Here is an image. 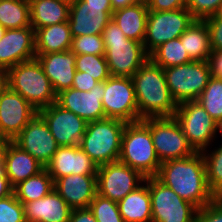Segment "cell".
Returning a JSON list of instances; mask_svg holds the SVG:
<instances>
[{
	"mask_svg": "<svg viewBox=\"0 0 222 222\" xmlns=\"http://www.w3.org/2000/svg\"><path fill=\"white\" fill-rule=\"evenodd\" d=\"M156 178L198 210L216 198L207 184L206 164L201 152L161 163Z\"/></svg>",
	"mask_w": 222,
	"mask_h": 222,
	"instance_id": "1",
	"label": "cell"
},
{
	"mask_svg": "<svg viewBox=\"0 0 222 222\" xmlns=\"http://www.w3.org/2000/svg\"><path fill=\"white\" fill-rule=\"evenodd\" d=\"M131 78L139 120L174 117L178 104L169 91L161 66L148 59Z\"/></svg>",
	"mask_w": 222,
	"mask_h": 222,
	"instance_id": "2",
	"label": "cell"
},
{
	"mask_svg": "<svg viewBox=\"0 0 222 222\" xmlns=\"http://www.w3.org/2000/svg\"><path fill=\"white\" fill-rule=\"evenodd\" d=\"M102 38L111 76L132 77L149 59L143 43L128 39L113 20L102 32Z\"/></svg>",
	"mask_w": 222,
	"mask_h": 222,
	"instance_id": "3",
	"label": "cell"
},
{
	"mask_svg": "<svg viewBox=\"0 0 222 222\" xmlns=\"http://www.w3.org/2000/svg\"><path fill=\"white\" fill-rule=\"evenodd\" d=\"M6 85L38 111L56 102L57 94L39 61L21 62L6 71Z\"/></svg>",
	"mask_w": 222,
	"mask_h": 222,
	"instance_id": "4",
	"label": "cell"
},
{
	"mask_svg": "<svg viewBox=\"0 0 222 222\" xmlns=\"http://www.w3.org/2000/svg\"><path fill=\"white\" fill-rule=\"evenodd\" d=\"M118 161L145 178L158 174L161 162L156 155L150 129L142 120L126 124Z\"/></svg>",
	"mask_w": 222,
	"mask_h": 222,
	"instance_id": "5",
	"label": "cell"
},
{
	"mask_svg": "<svg viewBox=\"0 0 222 222\" xmlns=\"http://www.w3.org/2000/svg\"><path fill=\"white\" fill-rule=\"evenodd\" d=\"M126 124L125 121L115 118L89 122L79 147L98 166L116 162L119 159L122 134Z\"/></svg>",
	"mask_w": 222,
	"mask_h": 222,
	"instance_id": "6",
	"label": "cell"
},
{
	"mask_svg": "<svg viewBox=\"0 0 222 222\" xmlns=\"http://www.w3.org/2000/svg\"><path fill=\"white\" fill-rule=\"evenodd\" d=\"M156 155L161 163L182 159L196 153L175 117L146 118Z\"/></svg>",
	"mask_w": 222,
	"mask_h": 222,
	"instance_id": "7",
	"label": "cell"
},
{
	"mask_svg": "<svg viewBox=\"0 0 222 222\" xmlns=\"http://www.w3.org/2000/svg\"><path fill=\"white\" fill-rule=\"evenodd\" d=\"M163 69L167 86L177 104L197 100L212 77L207 61H191Z\"/></svg>",
	"mask_w": 222,
	"mask_h": 222,
	"instance_id": "8",
	"label": "cell"
},
{
	"mask_svg": "<svg viewBox=\"0 0 222 222\" xmlns=\"http://www.w3.org/2000/svg\"><path fill=\"white\" fill-rule=\"evenodd\" d=\"M187 8L171 11H149L143 41L148 54L161 44L179 38L195 21Z\"/></svg>",
	"mask_w": 222,
	"mask_h": 222,
	"instance_id": "9",
	"label": "cell"
},
{
	"mask_svg": "<svg viewBox=\"0 0 222 222\" xmlns=\"http://www.w3.org/2000/svg\"><path fill=\"white\" fill-rule=\"evenodd\" d=\"M183 134L196 152L207 151L213 138H216L217 122L206 112L197 100L178 104L174 115Z\"/></svg>",
	"mask_w": 222,
	"mask_h": 222,
	"instance_id": "10",
	"label": "cell"
},
{
	"mask_svg": "<svg viewBox=\"0 0 222 222\" xmlns=\"http://www.w3.org/2000/svg\"><path fill=\"white\" fill-rule=\"evenodd\" d=\"M152 222H196L198 209L156 177L149 178Z\"/></svg>",
	"mask_w": 222,
	"mask_h": 222,
	"instance_id": "11",
	"label": "cell"
},
{
	"mask_svg": "<svg viewBox=\"0 0 222 222\" xmlns=\"http://www.w3.org/2000/svg\"><path fill=\"white\" fill-rule=\"evenodd\" d=\"M102 105L106 118H115L126 123L139 121L132 78L110 76L105 80Z\"/></svg>",
	"mask_w": 222,
	"mask_h": 222,
	"instance_id": "12",
	"label": "cell"
},
{
	"mask_svg": "<svg viewBox=\"0 0 222 222\" xmlns=\"http://www.w3.org/2000/svg\"><path fill=\"white\" fill-rule=\"evenodd\" d=\"M144 181L138 171L120 161L106 163L98 168L97 194L118 202Z\"/></svg>",
	"mask_w": 222,
	"mask_h": 222,
	"instance_id": "13",
	"label": "cell"
},
{
	"mask_svg": "<svg viewBox=\"0 0 222 222\" xmlns=\"http://www.w3.org/2000/svg\"><path fill=\"white\" fill-rule=\"evenodd\" d=\"M37 114V109L7 85L0 90L1 136L12 141Z\"/></svg>",
	"mask_w": 222,
	"mask_h": 222,
	"instance_id": "14",
	"label": "cell"
},
{
	"mask_svg": "<svg viewBox=\"0 0 222 222\" xmlns=\"http://www.w3.org/2000/svg\"><path fill=\"white\" fill-rule=\"evenodd\" d=\"M38 114L47 123L59 147L79 145L88 124L85 120L56 102L40 109Z\"/></svg>",
	"mask_w": 222,
	"mask_h": 222,
	"instance_id": "15",
	"label": "cell"
},
{
	"mask_svg": "<svg viewBox=\"0 0 222 222\" xmlns=\"http://www.w3.org/2000/svg\"><path fill=\"white\" fill-rule=\"evenodd\" d=\"M44 167L58 149V144L44 119L37 114L12 140Z\"/></svg>",
	"mask_w": 222,
	"mask_h": 222,
	"instance_id": "16",
	"label": "cell"
},
{
	"mask_svg": "<svg viewBox=\"0 0 222 222\" xmlns=\"http://www.w3.org/2000/svg\"><path fill=\"white\" fill-rule=\"evenodd\" d=\"M104 90L105 81L97 83L90 91L66 89L57 94L56 103L78 115L87 123L105 119L102 105Z\"/></svg>",
	"mask_w": 222,
	"mask_h": 222,
	"instance_id": "17",
	"label": "cell"
},
{
	"mask_svg": "<svg viewBox=\"0 0 222 222\" xmlns=\"http://www.w3.org/2000/svg\"><path fill=\"white\" fill-rule=\"evenodd\" d=\"M35 57V30L32 27L6 29L0 40L1 68L7 71Z\"/></svg>",
	"mask_w": 222,
	"mask_h": 222,
	"instance_id": "18",
	"label": "cell"
},
{
	"mask_svg": "<svg viewBox=\"0 0 222 222\" xmlns=\"http://www.w3.org/2000/svg\"><path fill=\"white\" fill-rule=\"evenodd\" d=\"M112 7L87 6L82 0L70 2L68 24L72 37L102 34L112 20Z\"/></svg>",
	"mask_w": 222,
	"mask_h": 222,
	"instance_id": "19",
	"label": "cell"
},
{
	"mask_svg": "<svg viewBox=\"0 0 222 222\" xmlns=\"http://www.w3.org/2000/svg\"><path fill=\"white\" fill-rule=\"evenodd\" d=\"M98 168L79 145L58 147L45 167L53 181L68 175H97Z\"/></svg>",
	"mask_w": 222,
	"mask_h": 222,
	"instance_id": "20",
	"label": "cell"
},
{
	"mask_svg": "<svg viewBox=\"0 0 222 222\" xmlns=\"http://www.w3.org/2000/svg\"><path fill=\"white\" fill-rule=\"evenodd\" d=\"M54 189L71 209L88 208L97 194V175H68L57 178Z\"/></svg>",
	"mask_w": 222,
	"mask_h": 222,
	"instance_id": "21",
	"label": "cell"
},
{
	"mask_svg": "<svg viewBox=\"0 0 222 222\" xmlns=\"http://www.w3.org/2000/svg\"><path fill=\"white\" fill-rule=\"evenodd\" d=\"M35 58L41 64L56 94L72 88L76 72V55L72 51L36 54Z\"/></svg>",
	"mask_w": 222,
	"mask_h": 222,
	"instance_id": "22",
	"label": "cell"
},
{
	"mask_svg": "<svg viewBox=\"0 0 222 222\" xmlns=\"http://www.w3.org/2000/svg\"><path fill=\"white\" fill-rule=\"evenodd\" d=\"M26 222H69L72 209L53 189L42 199L23 204Z\"/></svg>",
	"mask_w": 222,
	"mask_h": 222,
	"instance_id": "23",
	"label": "cell"
},
{
	"mask_svg": "<svg viewBox=\"0 0 222 222\" xmlns=\"http://www.w3.org/2000/svg\"><path fill=\"white\" fill-rule=\"evenodd\" d=\"M44 168L33 156L10 141L5 152L3 170L13 187Z\"/></svg>",
	"mask_w": 222,
	"mask_h": 222,
	"instance_id": "24",
	"label": "cell"
},
{
	"mask_svg": "<svg viewBox=\"0 0 222 222\" xmlns=\"http://www.w3.org/2000/svg\"><path fill=\"white\" fill-rule=\"evenodd\" d=\"M143 184L118 201L119 213L125 222H152V206L149 178Z\"/></svg>",
	"mask_w": 222,
	"mask_h": 222,
	"instance_id": "25",
	"label": "cell"
},
{
	"mask_svg": "<svg viewBox=\"0 0 222 222\" xmlns=\"http://www.w3.org/2000/svg\"><path fill=\"white\" fill-rule=\"evenodd\" d=\"M148 12L147 4L136 3L114 11L112 20L120 27L128 39L143 43Z\"/></svg>",
	"mask_w": 222,
	"mask_h": 222,
	"instance_id": "26",
	"label": "cell"
},
{
	"mask_svg": "<svg viewBox=\"0 0 222 222\" xmlns=\"http://www.w3.org/2000/svg\"><path fill=\"white\" fill-rule=\"evenodd\" d=\"M31 27L36 30L45 26L67 22L70 1L68 0H28Z\"/></svg>",
	"mask_w": 222,
	"mask_h": 222,
	"instance_id": "27",
	"label": "cell"
},
{
	"mask_svg": "<svg viewBox=\"0 0 222 222\" xmlns=\"http://www.w3.org/2000/svg\"><path fill=\"white\" fill-rule=\"evenodd\" d=\"M72 36L67 22L35 30L36 54H49L70 50Z\"/></svg>",
	"mask_w": 222,
	"mask_h": 222,
	"instance_id": "28",
	"label": "cell"
},
{
	"mask_svg": "<svg viewBox=\"0 0 222 222\" xmlns=\"http://www.w3.org/2000/svg\"><path fill=\"white\" fill-rule=\"evenodd\" d=\"M191 61H207L212 50L210 31L204 20H195L179 37Z\"/></svg>",
	"mask_w": 222,
	"mask_h": 222,
	"instance_id": "29",
	"label": "cell"
},
{
	"mask_svg": "<svg viewBox=\"0 0 222 222\" xmlns=\"http://www.w3.org/2000/svg\"><path fill=\"white\" fill-rule=\"evenodd\" d=\"M54 189L53 178L44 168L38 174L21 181L13 188L15 197L22 203L42 199Z\"/></svg>",
	"mask_w": 222,
	"mask_h": 222,
	"instance_id": "30",
	"label": "cell"
},
{
	"mask_svg": "<svg viewBox=\"0 0 222 222\" xmlns=\"http://www.w3.org/2000/svg\"><path fill=\"white\" fill-rule=\"evenodd\" d=\"M0 25L5 29L31 27L28 0H0Z\"/></svg>",
	"mask_w": 222,
	"mask_h": 222,
	"instance_id": "31",
	"label": "cell"
},
{
	"mask_svg": "<svg viewBox=\"0 0 222 222\" xmlns=\"http://www.w3.org/2000/svg\"><path fill=\"white\" fill-rule=\"evenodd\" d=\"M149 59L162 68L178 66L191 62L180 38L169 40L149 54Z\"/></svg>",
	"mask_w": 222,
	"mask_h": 222,
	"instance_id": "32",
	"label": "cell"
},
{
	"mask_svg": "<svg viewBox=\"0 0 222 222\" xmlns=\"http://www.w3.org/2000/svg\"><path fill=\"white\" fill-rule=\"evenodd\" d=\"M197 101L217 123L222 120V79L211 77Z\"/></svg>",
	"mask_w": 222,
	"mask_h": 222,
	"instance_id": "33",
	"label": "cell"
},
{
	"mask_svg": "<svg viewBox=\"0 0 222 222\" xmlns=\"http://www.w3.org/2000/svg\"><path fill=\"white\" fill-rule=\"evenodd\" d=\"M205 159L207 184L216 198H222V145L212 153L201 152Z\"/></svg>",
	"mask_w": 222,
	"mask_h": 222,
	"instance_id": "34",
	"label": "cell"
},
{
	"mask_svg": "<svg viewBox=\"0 0 222 222\" xmlns=\"http://www.w3.org/2000/svg\"><path fill=\"white\" fill-rule=\"evenodd\" d=\"M76 71L86 72L98 82H104L111 75L109 73L105 55L81 54L76 55Z\"/></svg>",
	"mask_w": 222,
	"mask_h": 222,
	"instance_id": "35",
	"label": "cell"
},
{
	"mask_svg": "<svg viewBox=\"0 0 222 222\" xmlns=\"http://www.w3.org/2000/svg\"><path fill=\"white\" fill-rule=\"evenodd\" d=\"M89 209L92 211L97 222H125L120 213L116 201L107 199L96 194Z\"/></svg>",
	"mask_w": 222,
	"mask_h": 222,
	"instance_id": "36",
	"label": "cell"
},
{
	"mask_svg": "<svg viewBox=\"0 0 222 222\" xmlns=\"http://www.w3.org/2000/svg\"><path fill=\"white\" fill-rule=\"evenodd\" d=\"M70 51H72L75 55H105V46L102 34L72 37Z\"/></svg>",
	"mask_w": 222,
	"mask_h": 222,
	"instance_id": "37",
	"label": "cell"
},
{
	"mask_svg": "<svg viewBox=\"0 0 222 222\" xmlns=\"http://www.w3.org/2000/svg\"><path fill=\"white\" fill-rule=\"evenodd\" d=\"M0 222H25L23 204L14 193L0 199Z\"/></svg>",
	"mask_w": 222,
	"mask_h": 222,
	"instance_id": "38",
	"label": "cell"
},
{
	"mask_svg": "<svg viewBox=\"0 0 222 222\" xmlns=\"http://www.w3.org/2000/svg\"><path fill=\"white\" fill-rule=\"evenodd\" d=\"M222 0H188L187 9L196 20H204L216 15L221 7Z\"/></svg>",
	"mask_w": 222,
	"mask_h": 222,
	"instance_id": "39",
	"label": "cell"
},
{
	"mask_svg": "<svg viewBox=\"0 0 222 222\" xmlns=\"http://www.w3.org/2000/svg\"><path fill=\"white\" fill-rule=\"evenodd\" d=\"M196 222H222V198H215L210 204L200 208Z\"/></svg>",
	"mask_w": 222,
	"mask_h": 222,
	"instance_id": "40",
	"label": "cell"
},
{
	"mask_svg": "<svg viewBox=\"0 0 222 222\" xmlns=\"http://www.w3.org/2000/svg\"><path fill=\"white\" fill-rule=\"evenodd\" d=\"M210 31L211 50H222V15L218 13L204 19Z\"/></svg>",
	"mask_w": 222,
	"mask_h": 222,
	"instance_id": "41",
	"label": "cell"
},
{
	"mask_svg": "<svg viewBox=\"0 0 222 222\" xmlns=\"http://www.w3.org/2000/svg\"><path fill=\"white\" fill-rule=\"evenodd\" d=\"M188 0H150L149 11H171L187 7Z\"/></svg>",
	"mask_w": 222,
	"mask_h": 222,
	"instance_id": "42",
	"label": "cell"
},
{
	"mask_svg": "<svg viewBox=\"0 0 222 222\" xmlns=\"http://www.w3.org/2000/svg\"><path fill=\"white\" fill-rule=\"evenodd\" d=\"M97 83L99 82L92 76L87 75L86 72L76 71L72 88L80 91H90Z\"/></svg>",
	"mask_w": 222,
	"mask_h": 222,
	"instance_id": "43",
	"label": "cell"
},
{
	"mask_svg": "<svg viewBox=\"0 0 222 222\" xmlns=\"http://www.w3.org/2000/svg\"><path fill=\"white\" fill-rule=\"evenodd\" d=\"M207 62L211 76L222 79V50H212Z\"/></svg>",
	"mask_w": 222,
	"mask_h": 222,
	"instance_id": "44",
	"label": "cell"
},
{
	"mask_svg": "<svg viewBox=\"0 0 222 222\" xmlns=\"http://www.w3.org/2000/svg\"><path fill=\"white\" fill-rule=\"evenodd\" d=\"M69 222H97L92 211L88 208L72 209Z\"/></svg>",
	"mask_w": 222,
	"mask_h": 222,
	"instance_id": "45",
	"label": "cell"
},
{
	"mask_svg": "<svg viewBox=\"0 0 222 222\" xmlns=\"http://www.w3.org/2000/svg\"><path fill=\"white\" fill-rule=\"evenodd\" d=\"M13 188L14 187L11 185L8 177L2 169L0 171V199L13 194Z\"/></svg>",
	"mask_w": 222,
	"mask_h": 222,
	"instance_id": "46",
	"label": "cell"
},
{
	"mask_svg": "<svg viewBox=\"0 0 222 222\" xmlns=\"http://www.w3.org/2000/svg\"><path fill=\"white\" fill-rule=\"evenodd\" d=\"M138 3L136 0H111L113 12Z\"/></svg>",
	"mask_w": 222,
	"mask_h": 222,
	"instance_id": "47",
	"label": "cell"
},
{
	"mask_svg": "<svg viewBox=\"0 0 222 222\" xmlns=\"http://www.w3.org/2000/svg\"><path fill=\"white\" fill-rule=\"evenodd\" d=\"M10 141V139L0 135V165H4L5 152Z\"/></svg>",
	"mask_w": 222,
	"mask_h": 222,
	"instance_id": "48",
	"label": "cell"
},
{
	"mask_svg": "<svg viewBox=\"0 0 222 222\" xmlns=\"http://www.w3.org/2000/svg\"><path fill=\"white\" fill-rule=\"evenodd\" d=\"M87 3V6L95 7H112L111 0H82Z\"/></svg>",
	"mask_w": 222,
	"mask_h": 222,
	"instance_id": "49",
	"label": "cell"
},
{
	"mask_svg": "<svg viewBox=\"0 0 222 222\" xmlns=\"http://www.w3.org/2000/svg\"><path fill=\"white\" fill-rule=\"evenodd\" d=\"M6 86V70L0 67V90Z\"/></svg>",
	"mask_w": 222,
	"mask_h": 222,
	"instance_id": "50",
	"label": "cell"
},
{
	"mask_svg": "<svg viewBox=\"0 0 222 222\" xmlns=\"http://www.w3.org/2000/svg\"><path fill=\"white\" fill-rule=\"evenodd\" d=\"M219 130V131H218ZM217 132H220L221 133V136H222V120H220L218 123H217Z\"/></svg>",
	"mask_w": 222,
	"mask_h": 222,
	"instance_id": "51",
	"label": "cell"
},
{
	"mask_svg": "<svg viewBox=\"0 0 222 222\" xmlns=\"http://www.w3.org/2000/svg\"><path fill=\"white\" fill-rule=\"evenodd\" d=\"M6 29L0 25V40L2 39Z\"/></svg>",
	"mask_w": 222,
	"mask_h": 222,
	"instance_id": "52",
	"label": "cell"
},
{
	"mask_svg": "<svg viewBox=\"0 0 222 222\" xmlns=\"http://www.w3.org/2000/svg\"><path fill=\"white\" fill-rule=\"evenodd\" d=\"M138 3L148 4L150 0H136Z\"/></svg>",
	"mask_w": 222,
	"mask_h": 222,
	"instance_id": "53",
	"label": "cell"
},
{
	"mask_svg": "<svg viewBox=\"0 0 222 222\" xmlns=\"http://www.w3.org/2000/svg\"><path fill=\"white\" fill-rule=\"evenodd\" d=\"M219 15H222V4H221V7L219 9V12H218Z\"/></svg>",
	"mask_w": 222,
	"mask_h": 222,
	"instance_id": "54",
	"label": "cell"
}]
</instances>
